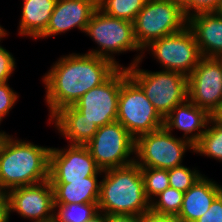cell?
Wrapping results in <instances>:
<instances>
[{"mask_svg":"<svg viewBox=\"0 0 222 222\" xmlns=\"http://www.w3.org/2000/svg\"><path fill=\"white\" fill-rule=\"evenodd\" d=\"M50 68L42 78L50 118L61 108L73 106L118 69L111 61L88 53L61 56Z\"/></svg>","mask_w":222,"mask_h":222,"instance_id":"obj_1","label":"cell"},{"mask_svg":"<svg viewBox=\"0 0 222 222\" xmlns=\"http://www.w3.org/2000/svg\"><path fill=\"white\" fill-rule=\"evenodd\" d=\"M50 149L7 134L0 141V190L48 180Z\"/></svg>","mask_w":222,"mask_h":222,"instance_id":"obj_2","label":"cell"},{"mask_svg":"<svg viewBox=\"0 0 222 222\" xmlns=\"http://www.w3.org/2000/svg\"><path fill=\"white\" fill-rule=\"evenodd\" d=\"M100 180L99 211L106 215L128 214L141 216L150 210L144 192L141 167L132 164L103 171Z\"/></svg>","mask_w":222,"mask_h":222,"instance_id":"obj_3","label":"cell"},{"mask_svg":"<svg viewBox=\"0 0 222 222\" xmlns=\"http://www.w3.org/2000/svg\"><path fill=\"white\" fill-rule=\"evenodd\" d=\"M85 33L98 45L97 49L89 50L87 53L105 58L118 68L124 67L116 61L113 54L140 51L129 66L143 60L144 55L134 37L133 22L110 17L97 9L88 22Z\"/></svg>","mask_w":222,"mask_h":222,"instance_id":"obj_4","label":"cell"},{"mask_svg":"<svg viewBox=\"0 0 222 222\" xmlns=\"http://www.w3.org/2000/svg\"><path fill=\"white\" fill-rule=\"evenodd\" d=\"M142 60L125 67L128 76L142 89L158 113L165 118L178 104L188 99L187 76L176 71L140 69Z\"/></svg>","mask_w":222,"mask_h":222,"instance_id":"obj_5","label":"cell"},{"mask_svg":"<svg viewBox=\"0 0 222 222\" xmlns=\"http://www.w3.org/2000/svg\"><path fill=\"white\" fill-rule=\"evenodd\" d=\"M188 25L183 9L170 0H146L133 21L134 37L141 50L153 41L182 31Z\"/></svg>","mask_w":222,"mask_h":222,"instance_id":"obj_6","label":"cell"},{"mask_svg":"<svg viewBox=\"0 0 222 222\" xmlns=\"http://www.w3.org/2000/svg\"><path fill=\"white\" fill-rule=\"evenodd\" d=\"M116 121L135 139L161 129L164 125V118L129 76L121 84Z\"/></svg>","mask_w":222,"mask_h":222,"instance_id":"obj_7","label":"cell"},{"mask_svg":"<svg viewBox=\"0 0 222 222\" xmlns=\"http://www.w3.org/2000/svg\"><path fill=\"white\" fill-rule=\"evenodd\" d=\"M194 146L187 140L173 136L164 127L135 139V162L140 167L172 169L182 165L187 150Z\"/></svg>","mask_w":222,"mask_h":222,"instance_id":"obj_8","label":"cell"},{"mask_svg":"<svg viewBox=\"0 0 222 222\" xmlns=\"http://www.w3.org/2000/svg\"><path fill=\"white\" fill-rule=\"evenodd\" d=\"M85 146L103 171L135 162V138L118 121L99 127Z\"/></svg>","mask_w":222,"mask_h":222,"instance_id":"obj_9","label":"cell"},{"mask_svg":"<svg viewBox=\"0 0 222 222\" xmlns=\"http://www.w3.org/2000/svg\"><path fill=\"white\" fill-rule=\"evenodd\" d=\"M145 51L154 56L162 70L180 72L187 77L203 57L194 33L188 26L180 32L153 41L142 53Z\"/></svg>","mask_w":222,"mask_h":222,"instance_id":"obj_10","label":"cell"},{"mask_svg":"<svg viewBox=\"0 0 222 222\" xmlns=\"http://www.w3.org/2000/svg\"><path fill=\"white\" fill-rule=\"evenodd\" d=\"M188 99L214 117L222 108V59L202 57L187 77Z\"/></svg>","mask_w":222,"mask_h":222,"instance_id":"obj_11","label":"cell"},{"mask_svg":"<svg viewBox=\"0 0 222 222\" xmlns=\"http://www.w3.org/2000/svg\"><path fill=\"white\" fill-rule=\"evenodd\" d=\"M127 77L126 68H118L105 82L82 95L73 106L98 127L116 121L120 88Z\"/></svg>","mask_w":222,"mask_h":222,"instance_id":"obj_12","label":"cell"},{"mask_svg":"<svg viewBox=\"0 0 222 222\" xmlns=\"http://www.w3.org/2000/svg\"><path fill=\"white\" fill-rule=\"evenodd\" d=\"M103 174L86 146L67 145L49 152V180L51 183H69L85 177Z\"/></svg>","mask_w":222,"mask_h":222,"instance_id":"obj_13","label":"cell"},{"mask_svg":"<svg viewBox=\"0 0 222 222\" xmlns=\"http://www.w3.org/2000/svg\"><path fill=\"white\" fill-rule=\"evenodd\" d=\"M9 219L12 212L31 222H52L54 211L53 188L50 180L16 187L7 192Z\"/></svg>","mask_w":222,"mask_h":222,"instance_id":"obj_14","label":"cell"},{"mask_svg":"<svg viewBox=\"0 0 222 222\" xmlns=\"http://www.w3.org/2000/svg\"><path fill=\"white\" fill-rule=\"evenodd\" d=\"M97 9L98 0H57L46 31L38 39L55 37L74 28L84 33Z\"/></svg>","mask_w":222,"mask_h":222,"instance_id":"obj_15","label":"cell"},{"mask_svg":"<svg viewBox=\"0 0 222 222\" xmlns=\"http://www.w3.org/2000/svg\"><path fill=\"white\" fill-rule=\"evenodd\" d=\"M211 118L212 116L206 110L186 99L164 118L163 127L168 132L173 129L184 132L182 139L189 141L194 146L206 131Z\"/></svg>","mask_w":222,"mask_h":222,"instance_id":"obj_16","label":"cell"},{"mask_svg":"<svg viewBox=\"0 0 222 222\" xmlns=\"http://www.w3.org/2000/svg\"><path fill=\"white\" fill-rule=\"evenodd\" d=\"M203 57H222V11L201 12L188 18Z\"/></svg>","mask_w":222,"mask_h":222,"instance_id":"obj_17","label":"cell"},{"mask_svg":"<svg viewBox=\"0 0 222 222\" xmlns=\"http://www.w3.org/2000/svg\"><path fill=\"white\" fill-rule=\"evenodd\" d=\"M49 119L53 122L60 135L68 140L69 145L85 146L98 130L96 123L89 121L74 106L58 110Z\"/></svg>","mask_w":222,"mask_h":222,"instance_id":"obj_18","label":"cell"},{"mask_svg":"<svg viewBox=\"0 0 222 222\" xmlns=\"http://www.w3.org/2000/svg\"><path fill=\"white\" fill-rule=\"evenodd\" d=\"M212 180L203 174L184 193L181 210L176 216L179 220L182 222H195L208 211L214 199L222 192V186Z\"/></svg>","mask_w":222,"mask_h":222,"instance_id":"obj_19","label":"cell"},{"mask_svg":"<svg viewBox=\"0 0 222 222\" xmlns=\"http://www.w3.org/2000/svg\"><path fill=\"white\" fill-rule=\"evenodd\" d=\"M57 0H23L18 34L37 39L46 31Z\"/></svg>","mask_w":222,"mask_h":222,"instance_id":"obj_20","label":"cell"},{"mask_svg":"<svg viewBox=\"0 0 222 222\" xmlns=\"http://www.w3.org/2000/svg\"><path fill=\"white\" fill-rule=\"evenodd\" d=\"M97 178L89 176L69 183H51L54 204L98 203L101 182Z\"/></svg>","mask_w":222,"mask_h":222,"instance_id":"obj_21","label":"cell"},{"mask_svg":"<svg viewBox=\"0 0 222 222\" xmlns=\"http://www.w3.org/2000/svg\"><path fill=\"white\" fill-rule=\"evenodd\" d=\"M193 152L222 161V123L215 116L210 119L206 131L194 145Z\"/></svg>","mask_w":222,"mask_h":222,"instance_id":"obj_22","label":"cell"},{"mask_svg":"<svg viewBox=\"0 0 222 222\" xmlns=\"http://www.w3.org/2000/svg\"><path fill=\"white\" fill-rule=\"evenodd\" d=\"M98 212V203L54 204L52 222H85Z\"/></svg>","mask_w":222,"mask_h":222,"instance_id":"obj_23","label":"cell"},{"mask_svg":"<svg viewBox=\"0 0 222 222\" xmlns=\"http://www.w3.org/2000/svg\"><path fill=\"white\" fill-rule=\"evenodd\" d=\"M146 0H98V9L104 14L133 22Z\"/></svg>","mask_w":222,"mask_h":222,"instance_id":"obj_24","label":"cell"},{"mask_svg":"<svg viewBox=\"0 0 222 222\" xmlns=\"http://www.w3.org/2000/svg\"><path fill=\"white\" fill-rule=\"evenodd\" d=\"M184 192L168 187L150 202V210L157 214L177 216L181 210Z\"/></svg>","mask_w":222,"mask_h":222,"instance_id":"obj_25","label":"cell"},{"mask_svg":"<svg viewBox=\"0 0 222 222\" xmlns=\"http://www.w3.org/2000/svg\"><path fill=\"white\" fill-rule=\"evenodd\" d=\"M141 174L144 181L145 196L149 202L170 187L167 169L141 167Z\"/></svg>","mask_w":222,"mask_h":222,"instance_id":"obj_26","label":"cell"},{"mask_svg":"<svg viewBox=\"0 0 222 222\" xmlns=\"http://www.w3.org/2000/svg\"><path fill=\"white\" fill-rule=\"evenodd\" d=\"M196 169L197 168L190 169L184 165L168 169L170 187L185 193L203 176L200 171Z\"/></svg>","mask_w":222,"mask_h":222,"instance_id":"obj_27","label":"cell"},{"mask_svg":"<svg viewBox=\"0 0 222 222\" xmlns=\"http://www.w3.org/2000/svg\"><path fill=\"white\" fill-rule=\"evenodd\" d=\"M8 36L5 28L0 29V42ZM16 59L8 50H6L3 46L0 45V83L8 82L11 75L14 73L16 69Z\"/></svg>","mask_w":222,"mask_h":222,"instance_id":"obj_28","label":"cell"},{"mask_svg":"<svg viewBox=\"0 0 222 222\" xmlns=\"http://www.w3.org/2000/svg\"><path fill=\"white\" fill-rule=\"evenodd\" d=\"M19 95L10 87L8 82L0 83V121L8 116L9 112L14 108Z\"/></svg>","mask_w":222,"mask_h":222,"instance_id":"obj_29","label":"cell"},{"mask_svg":"<svg viewBox=\"0 0 222 222\" xmlns=\"http://www.w3.org/2000/svg\"><path fill=\"white\" fill-rule=\"evenodd\" d=\"M195 222H222V192L214 199L208 211Z\"/></svg>","mask_w":222,"mask_h":222,"instance_id":"obj_30","label":"cell"},{"mask_svg":"<svg viewBox=\"0 0 222 222\" xmlns=\"http://www.w3.org/2000/svg\"><path fill=\"white\" fill-rule=\"evenodd\" d=\"M222 11V0H191V16L201 12Z\"/></svg>","mask_w":222,"mask_h":222,"instance_id":"obj_31","label":"cell"},{"mask_svg":"<svg viewBox=\"0 0 222 222\" xmlns=\"http://www.w3.org/2000/svg\"><path fill=\"white\" fill-rule=\"evenodd\" d=\"M141 222H182L176 216L157 214L151 210L141 215Z\"/></svg>","mask_w":222,"mask_h":222,"instance_id":"obj_32","label":"cell"},{"mask_svg":"<svg viewBox=\"0 0 222 222\" xmlns=\"http://www.w3.org/2000/svg\"><path fill=\"white\" fill-rule=\"evenodd\" d=\"M0 222H9L8 194L0 190Z\"/></svg>","mask_w":222,"mask_h":222,"instance_id":"obj_33","label":"cell"},{"mask_svg":"<svg viewBox=\"0 0 222 222\" xmlns=\"http://www.w3.org/2000/svg\"><path fill=\"white\" fill-rule=\"evenodd\" d=\"M108 222H141V216L128 214L107 215Z\"/></svg>","mask_w":222,"mask_h":222,"instance_id":"obj_34","label":"cell"},{"mask_svg":"<svg viewBox=\"0 0 222 222\" xmlns=\"http://www.w3.org/2000/svg\"><path fill=\"white\" fill-rule=\"evenodd\" d=\"M172 1L174 4L179 5L187 18H189L191 16V0H170Z\"/></svg>","mask_w":222,"mask_h":222,"instance_id":"obj_35","label":"cell"},{"mask_svg":"<svg viewBox=\"0 0 222 222\" xmlns=\"http://www.w3.org/2000/svg\"><path fill=\"white\" fill-rule=\"evenodd\" d=\"M85 222H108L107 215L104 212L99 211L90 220Z\"/></svg>","mask_w":222,"mask_h":222,"instance_id":"obj_36","label":"cell"},{"mask_svg":"<svg viewBox=\"0 0 222 222\" xmlns=\"http://www.w3.org/2000/svg\"><path fill=\"white\" fill-rule=\"evenodd\" d=\"M215 117L222 123V108H221V110L215 115Z\"/></svg>","mask_w":222,"mask_h":222,"instance_id":"obj_37","label":"cell"},{"mask_svg":"<svg viewBox=\"0 0 222 222\" xmlns=\"http://www.w3.org/2000/svg\"><path fill=\"white\" fill-rule=\"evenodd\" d=\"M1 123V121H0ZM8 133H6L5 131H0V138H4Z\"/></svg>","mask_w":222,"mask_h":222,"instance_id":"obj_38","label":"cell"}]
</instances>
